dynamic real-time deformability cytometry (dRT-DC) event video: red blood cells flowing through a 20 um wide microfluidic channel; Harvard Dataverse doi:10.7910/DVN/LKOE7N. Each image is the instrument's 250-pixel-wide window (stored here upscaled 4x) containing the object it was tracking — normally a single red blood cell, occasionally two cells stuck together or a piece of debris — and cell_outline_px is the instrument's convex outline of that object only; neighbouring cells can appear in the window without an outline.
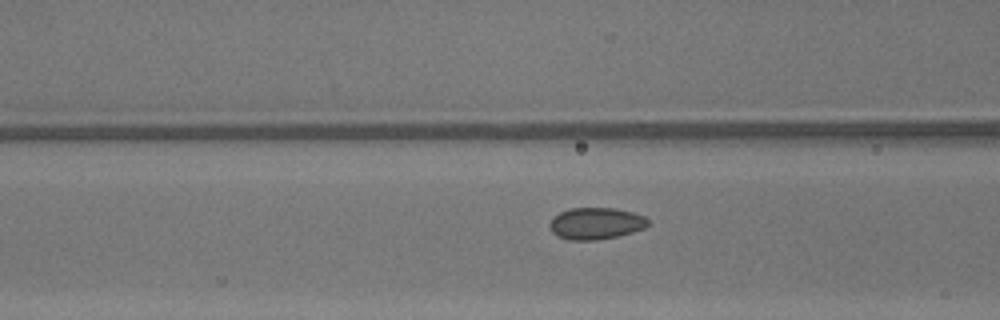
{"species": "common noctule bat (a hibernating species)", "species_latin": "Nyctalus noctula", "temperature_condition": "warm", "stored_images_in_passage": 35, "camera_frame_rate_fps": 3000, "um_per_image_px": 0.085, "animal": {"sex": "male", "body_mass_g": 13.3}, "frame": {"image": 1, "passage_image": 6, "time_ms": 1.667, "image_size_px": [1000, 320], "cell_outline_px": [[652, 224], [644, 228], [632, 232], [616, 236], [596, 240], [568, 240], [552, 232], [548, 224], [552, 216], [568, 208], [616, 208], [632, 212], [644, 216]], "centroid_in_image_um": [50.64, 18.98], "position_along_channel_um": 116.0, "area_um2": 18.32}}
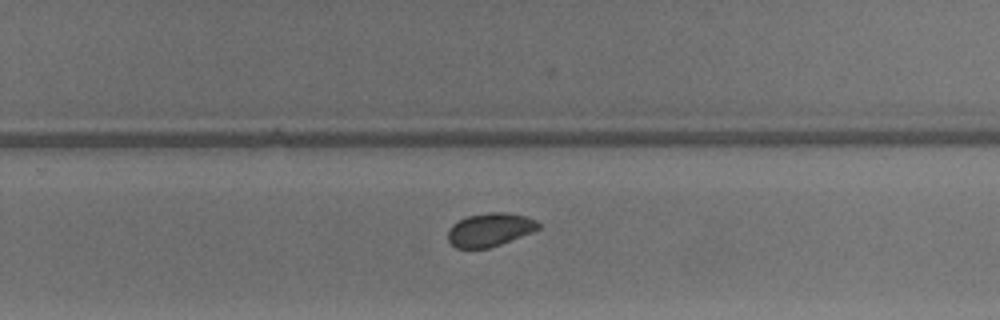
{"frame": {"image": 2, "passage_image": 18, "time_ms": 5.667, "image_size_px": [1000, 320], "cell_outline_px": [[540, 228], [532, 232], [500, 244], [488, 248], [456, 248], [448, 240], [448, 232], [452, 224], [468, 216], [488, 212], [504, 212], [524, 216], [536, 220], [540, 224]], "centroid_in_image_um": [41.64, 19.52], "position_along_channel_um": 288.2, "area_um2": 17.4}}
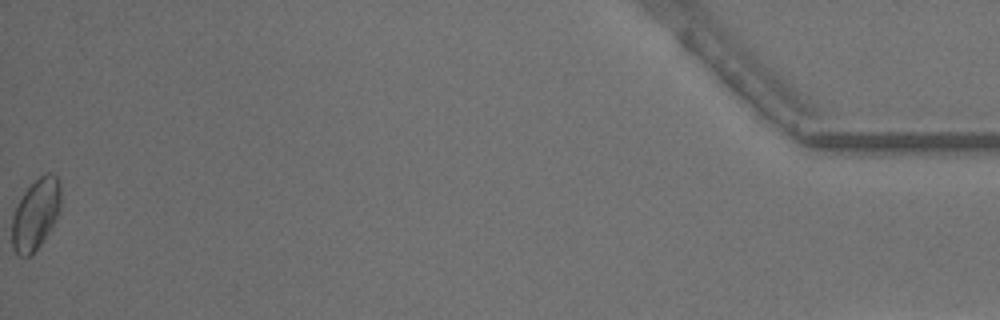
{"frame": {"image": 3, "passage_image": 35, "time_ms": 11.333, "image_size_px": [1000, 320], "cell_outline_px": [[60, 212], [40, 244], [32, 256], [16, 256], [12, 248], [12, 216], [24, 192], [44, 172], [52, 172], [60, 180]], "centroid_in_image_um": [3.03, 18.21], "position_along_channel_um": 432.2, "area_um2": 20.17}, "authors_computed_cell_mechanics": {"area_um2": 18.2648, "velocity_mm_per_s": 4.3077, "shape_relaxation_time_tau1_ms": 3.2801, "shape_relaxation_time_tau2_ms": 0.624, "deformation_change_tau1": 0.0463, "deformation_change_tau2": 0.0264}}